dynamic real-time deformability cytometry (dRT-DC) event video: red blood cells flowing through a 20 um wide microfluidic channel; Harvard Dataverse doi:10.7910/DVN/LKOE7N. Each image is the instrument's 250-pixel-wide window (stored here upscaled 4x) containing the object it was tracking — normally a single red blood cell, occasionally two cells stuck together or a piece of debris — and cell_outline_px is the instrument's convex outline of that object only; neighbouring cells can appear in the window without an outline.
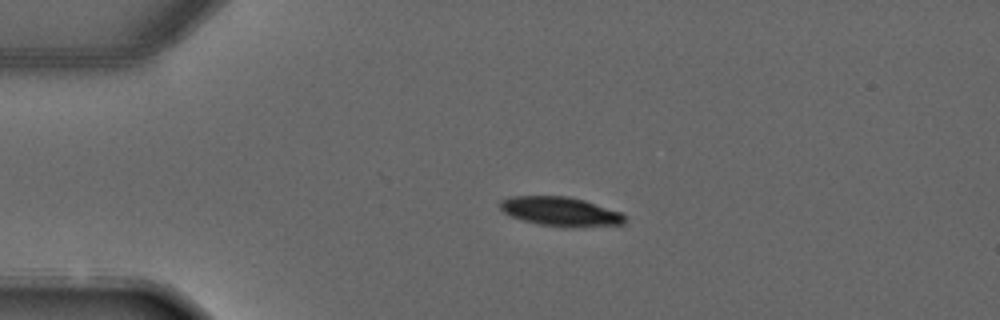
{"species": "common noctule bat (a hibernating species)", "species_latin": "Nyctalus noctula", "temperature_condition": "warm", "stored_images_in_passage": 3, "camera_frame_rate_fps": 3000, "um_per_image_px": 0.085, "animal": {"sex": "male", "forearm_length_mm": 52.5}, "frame": {"image": 1, "passage_image": 1, "time_ms": 0.0, "image_size_px": [1000, 320], "cell_outline_px": [[624, 224], [572, 228], [564, 228], [540, 224], [524, 220], [512, 216], [504, 212], [500, 208], [500, 200], [512, 196], [568, 196], [584, 200], [620, 212], [624, 216]], "centroid_in_image_um": [47.64, 17.98], "position_along_channel_um": 37.4, "area_um2": 21.15}}
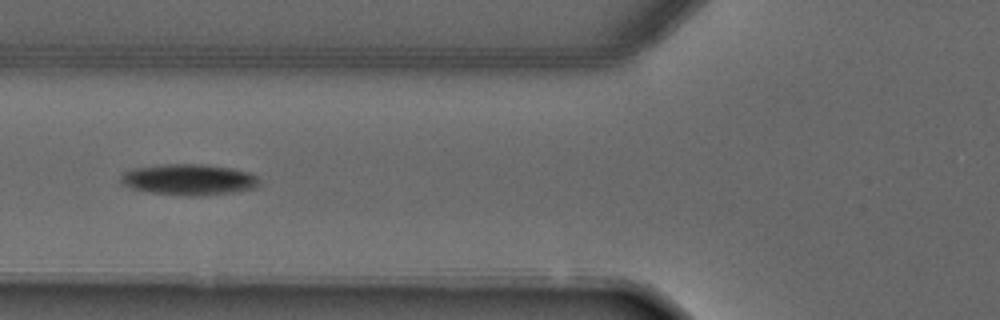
{"frame": {"image": 2, "passage_image": 3, "time_ms": 2.333, "image_size_px": [1000, 320], "cell_outline_px": [[260, 184], [256, 188], [236, 192], [200, 196], [180, 196], [148, 192], [136, 188], [128, 184], [120, 176], [124, 172], [132, 168], [168, 164], [200, 164], [232, 168], [252, 172], [260, 180]], "centroid_in_image_um": [16.17, 15.27], "position_along_channel_um": 109.6, "area_um2": 25.03}}